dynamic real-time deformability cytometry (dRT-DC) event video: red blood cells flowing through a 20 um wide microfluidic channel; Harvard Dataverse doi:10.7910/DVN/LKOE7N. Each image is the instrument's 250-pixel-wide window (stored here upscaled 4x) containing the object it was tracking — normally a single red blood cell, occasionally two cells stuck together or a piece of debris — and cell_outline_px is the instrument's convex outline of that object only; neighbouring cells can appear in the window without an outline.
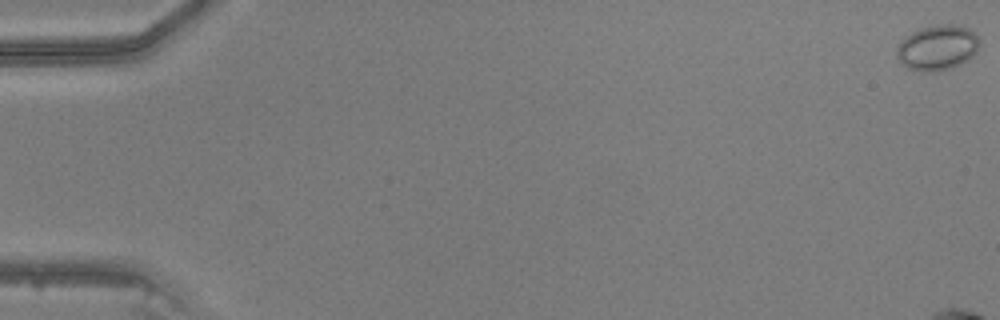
{"species": "common noctule bat (a hibernating species)", "species_latin": "Nyctalus noctula", "temperature_condition": "warm", "stored_images_in_passage": 10, "camera_frame_rate_fps": 3000, "um_per_image_px": 0.085, "animal": {"sex": "male", "body_mass_g": 20.5, "forearm_length_mm": 52.5}, "frame": {"image": 1, "passage_image": 1, "time_ms": 0.0, "image_size_px": [1000, 320], "cell_outline_px": [[980, 44], [976, 52], [968, 60], [952, 68], [932, 72], [920, 72], [908, 68], [900, 64], [896, 56], [896, 48], [900, 40], [912, 32], [920, 28], [944, 24], [960, 24], [968, 28], [980, 40]], "centroid_in_image_um": [79.65, 4.06], "position_along_channel_um": 5.3, "area_um2": 22.14}}